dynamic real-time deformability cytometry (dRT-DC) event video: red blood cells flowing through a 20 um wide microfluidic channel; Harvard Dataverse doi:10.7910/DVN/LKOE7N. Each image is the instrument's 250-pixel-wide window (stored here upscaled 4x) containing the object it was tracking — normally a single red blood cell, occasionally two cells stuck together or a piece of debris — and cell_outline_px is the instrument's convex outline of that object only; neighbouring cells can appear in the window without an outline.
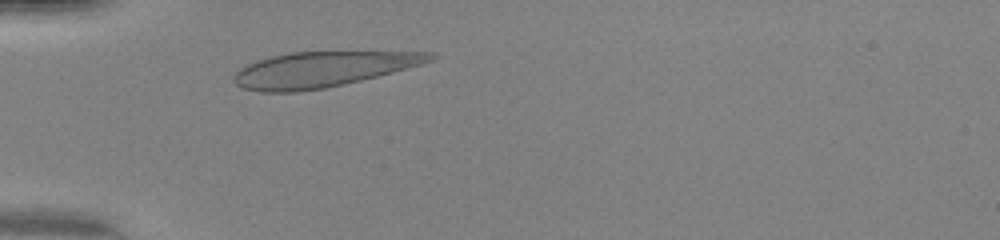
{"species": "human", "species_latin": "Homo sapiens", "temperature_condition": "warm", "stored_images_in_passage": 31, "camera_frame_rate_fps": 3000, "um_per_image_px": 0.085, "donor": {"sex": "female"}, "frame": {"image": 1, "passage_image": 5, "time_ms": 1.333, "image_size_px": [1000, 240], "cell_outline_px": [[440, 56], [432, 60], [420, 64], [392, 72], [344, 84], [324, 88], [296, 92], [260, 92], [240, 88], [232, 80], [232, 76], [240, 68], [256, 60], [288, 52], [436, 52]], "centroid_in_image_um": [27.36, 5.9], "position_along_channel_um": 57.6, "area_um2": 40.29}}
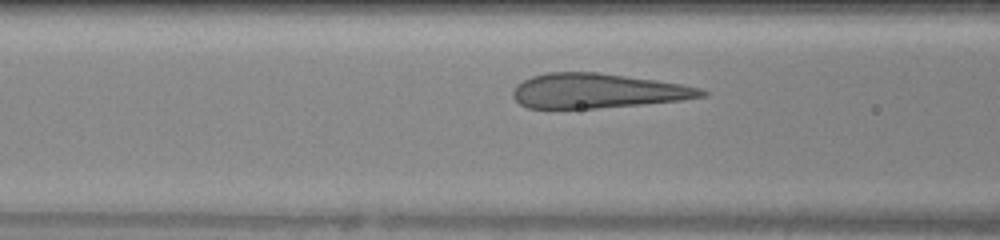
{"frame": {"image": 2, "passage_image": 10, "time_ms": 3.0, "image_size_px": [1000, 240], "cell_outline_px": [[708, 96], [680, 100], [640, 104], [596, 108], [528, 108], [520, 104], [512, 96], [512, 92], [516, 84], [532, 76], [548, 72], [596, 72], [656, 80], [680, 84], [700, 88], [708, 92]], "centroid_in_image_um": [50.76, 7.72], "position_along_channel_um": 115.8, "area_um2": 37.86}, "authors_computed_cell_mechanics": {"area_um2": 37.8012, "velocity_mm_per_s": 4.143, "shape_relaxation_time_tau1_ms": 2.8628, "shape_relaxation_time_tau2_ms": null, "deformation_change_tau1": 0.1808, "deformation_change_tau2": null}}